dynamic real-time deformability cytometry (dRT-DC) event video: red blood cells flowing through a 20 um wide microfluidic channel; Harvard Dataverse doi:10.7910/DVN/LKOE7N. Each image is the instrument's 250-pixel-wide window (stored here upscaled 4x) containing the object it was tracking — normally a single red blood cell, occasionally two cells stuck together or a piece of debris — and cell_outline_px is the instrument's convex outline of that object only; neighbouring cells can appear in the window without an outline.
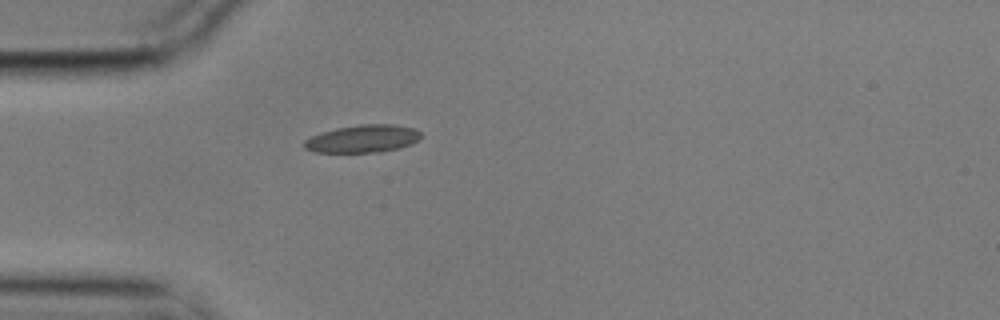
{"species": "common noctule bat (a hibernating species)", "species_latin": "Nyctalus noctula", "temperature_condition": "cold", "stored_images_in_passage": 3, "camera_frame_rate_fps": 3000, "um_per_image_px": 0.085, "animal": {"sex": "male", "body_mass_g": 17.9}, "frame": {"image": 1, "passage_image": 3, "time_ms": 0.667, "image_size_px": [1000, 320], "cell_outline_px": [[420, 136], [412, 144], [400, 148], [380, 152], [312, 152], [304, 148], [304, 140], [312, 136], [336, 128], [360, 124], [392, 124], [412, 128], [420, 132]], "centroid_in_image_um": [30.82, 11.8], "position_along_channel_um": 54.2, "area_um2": 18.67}}